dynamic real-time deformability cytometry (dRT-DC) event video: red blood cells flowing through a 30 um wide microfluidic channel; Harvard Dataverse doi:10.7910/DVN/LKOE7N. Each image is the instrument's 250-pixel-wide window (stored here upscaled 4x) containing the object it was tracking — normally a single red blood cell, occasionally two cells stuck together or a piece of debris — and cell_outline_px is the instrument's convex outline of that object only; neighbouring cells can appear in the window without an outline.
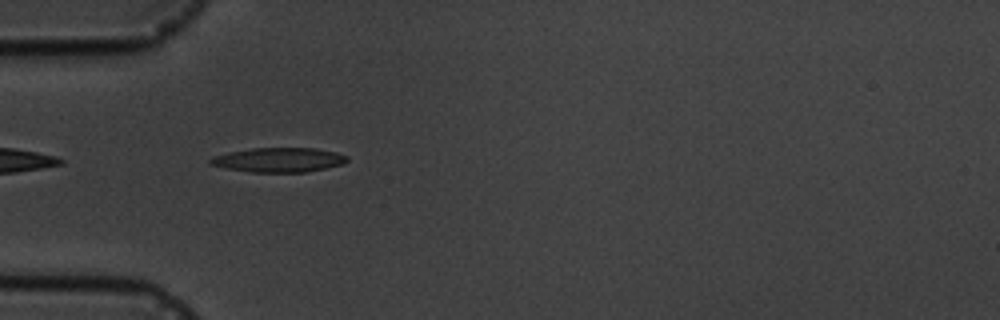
{"species": "common noctule bat (a hibernating species)", "species_latin": "Nyctalus noctula", "temperature_condition": "cold", "stored_images_in_passage": 2, "camera_frame_rate_fps": 3000, "um_per_image_px": 0.085, "animal": {"sex": "male", "body_mass_g": 19.5, "forearm_length_mm": 54.6}, "frame": {"image": 1, "passage_image": 1, "time_ms": 0.0, "image_size_px": [1000, 320], "cell_outline_px": [[348, 160], [344, 164], [304, 172], [252, 172], [224, 168], [208, 164], [208, 160], [212, 156], [228, 152], [252, 148], [316, 148], [336, 152], [348, 156]], "centroid_in_image_um": [23.66, 13.58], "position_along_channel_um": 61.3, "area_um2": 19.59}}
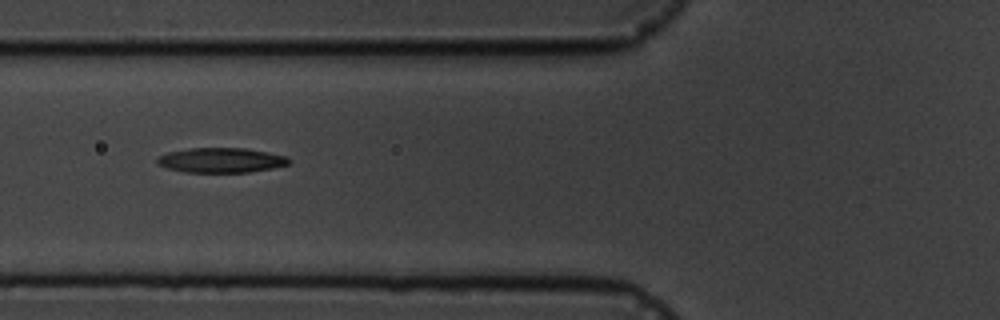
{"frame": {"image": 2, "passage_image": 2, "time_ms": 1.333, "image_size_px": [1000, 320], "cell_outline_px": [[292, 160], [288, 164], [272, 168], [248, 172], [184, 172], [168, 168], [156, 164], [156, 156], [168, 152], [188, 148], [244, 148], [268, 152], [288, 156]], "centroid_in_image_um": [18.77, 13.61], "position_along_channel_um": 107.0, "area_um2": 19.19}}